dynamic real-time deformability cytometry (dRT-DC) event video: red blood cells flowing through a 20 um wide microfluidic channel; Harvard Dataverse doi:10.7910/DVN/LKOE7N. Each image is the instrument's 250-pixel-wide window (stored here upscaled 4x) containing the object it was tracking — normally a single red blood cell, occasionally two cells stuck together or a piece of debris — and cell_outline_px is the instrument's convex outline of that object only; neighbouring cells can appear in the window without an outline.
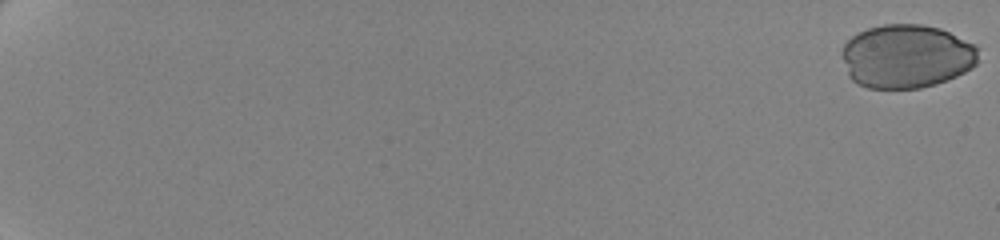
{"species": "human", "species_latin": "Homo sapiens", "temperature_condition": "cold", "stored_images_in_passage": 62, "camera_frame_rate_fps": 3000, "um_per_image_px": 0.085, "donor": {"sex": "female"}, "frame": {"image": 1, "passage_image": 1, "time_ms": 0.0, "image_size_px": [1000, 240], "cell_outline_px": [[980, 48], [976, 64], [972, 68], [956, 76], [920, 88], [868, 88], [852, 80], [848, 76], [840, 52], [844, 44], [852, 36], [868, 28], [884, 24], [920, 24], [940, 28], [976, 44]], "centroid_in_image_um": [77.06, 4.77], "position_along_channel_um": 7.9, "area_um2": 50.81}}
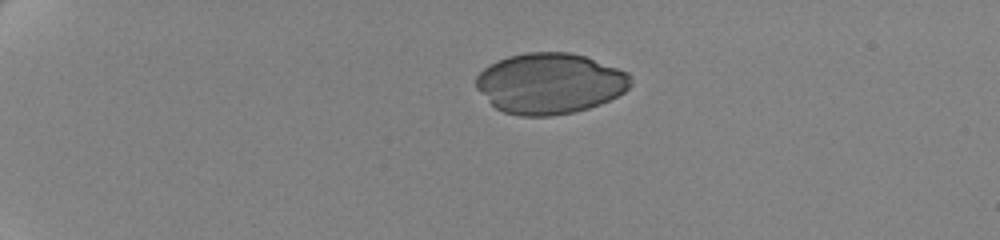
{"frame": {"image": 2, "passage_image": 17, "time_ms": 5.333, "image_size_px": [1000, 240], "cell_outline_px": [[632, 84], [624, 92], [600, 104], [588, 108], [572, 112], [552, 116], [520, 116], [504, 112], [496, 108], [476, 88], [476, 76], [488, 64], [496, 60], [508, 56], [528, 52], [568, 52], [584, 56], [628, 72], [632, 76]], "centroid_in_image_um": [46.73, 7.08], "position_along_channel_um": 38.3, "area_um2": 54.74}}
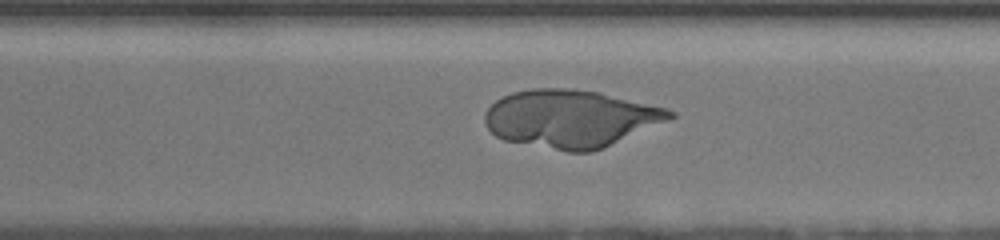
{"frame": {"image": 3, "passage_image": 48, "time_ms": 15.667, "image_size_px": [1000, 240], "cell_outline_px": [[676, 116], [668, 120], [604, 148], [592, 152], [568, 152], [504, 140], [496, 136], [484, 124], [484, 112], [496, 100], [512, 92], [532, 88], [568, 88], [600, 92], [668, 108], [676, 112]], "centroid_in_image_um": [48.5, 10.08], "position_along_channel_um": 322.1, "area_um2": 62.42}}